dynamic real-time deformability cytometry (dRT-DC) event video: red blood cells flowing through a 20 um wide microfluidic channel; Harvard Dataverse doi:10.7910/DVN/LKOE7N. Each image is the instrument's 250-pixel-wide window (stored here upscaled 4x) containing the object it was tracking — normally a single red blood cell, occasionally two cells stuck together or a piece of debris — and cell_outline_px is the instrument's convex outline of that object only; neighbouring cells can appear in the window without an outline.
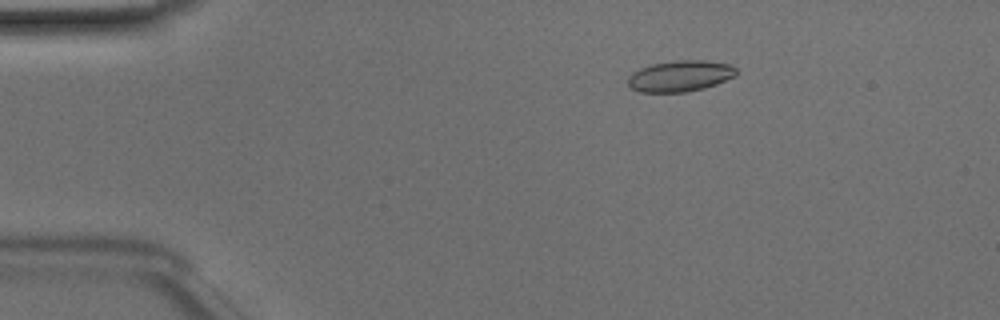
{"species": "Egyptian fruit bat (a non-hibernating species)", "species_latin": "Rousettus aegyptiacus", "temperature_condition": "room temperature", "stored_images_in_passage": 50, "camera_frame_rate_fps": 3000, "um_per_image_px": 0.085, "animal": {"sex": "male"}, "frame": {"image": 1, "passage_image": 9, "time_ms": 2.667, "image_size_px": [1000, 320], "cell_outline_px": [[736, 76], [716, 84], [704, 88], [688, 92], [640, 92], [628, 88], [628, 76], [632, 72], [640, 68], [652, 64], [676, 60], [704, 60], [732, 64], [736, 68]], "centroid_in_image_um": [57.8, 6.46], "position_along_channel_um": 27.2, "area_um2": 19.88}}
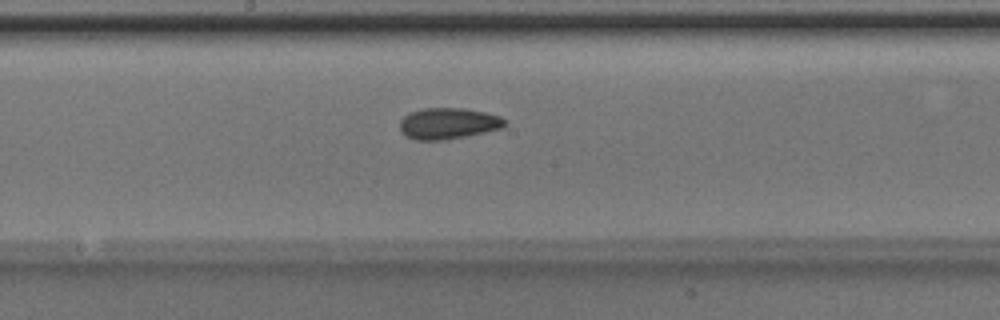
{"frame": {"image": 2, "passage_image": 27, "time_ms": 8.667, "image_size_px": [1000, 320], "cell_outline_px": [[508, 124], [504, 128], [444, 140], [416, 140], [404, 136], [400, 132], [400, 120], [408, 112], [424, 108], [464, 108], [484, 112], [500, 116], [508, 120]], "centroid_in_image_um": [38.1, 10.49], "position_along_channel_um": 210.1, "area_um2": 19.36}}
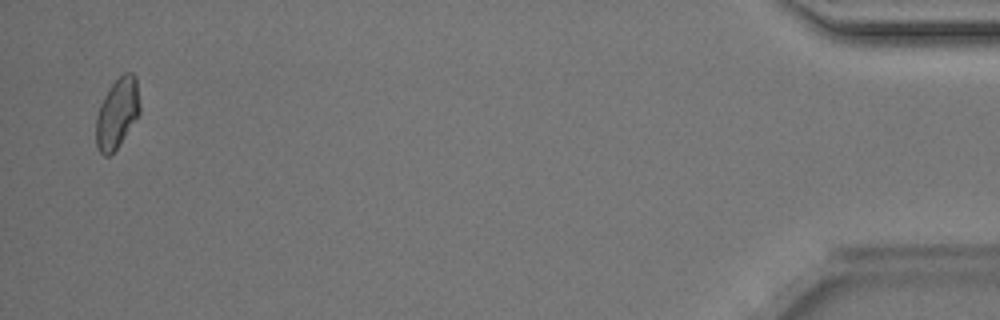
{"frame": {"image": 3, "passage_image": 49, "time_ms": 16.0, "image_size_px": [1000, 320], "cell_outline_px": [[140, 112], [136, 120], [116, 148], [108, 156], [104, 156], [100, 152], [96, 144], [96, 116], [100, 104], [104, 96], [112, 84], [124, 72], [132, 72], [136, 76], [140, 104]], "centroid_in_image_um": [9.97, 9.6], "position_along_channel_um": 425.2, "area_um2": 17.8}, "authors_computed_cell_mechanics": {"area_um2": 18.6405, "velocity_mm_per_s": 4.1007, "shape_relaxation_time_tau1_ms": 4.9235, "shape_relaxation_time_tau2_ms": 1.8408, "deformation_change_tau1": 0.0894, "deformation_change_tau2": 0.0607}}